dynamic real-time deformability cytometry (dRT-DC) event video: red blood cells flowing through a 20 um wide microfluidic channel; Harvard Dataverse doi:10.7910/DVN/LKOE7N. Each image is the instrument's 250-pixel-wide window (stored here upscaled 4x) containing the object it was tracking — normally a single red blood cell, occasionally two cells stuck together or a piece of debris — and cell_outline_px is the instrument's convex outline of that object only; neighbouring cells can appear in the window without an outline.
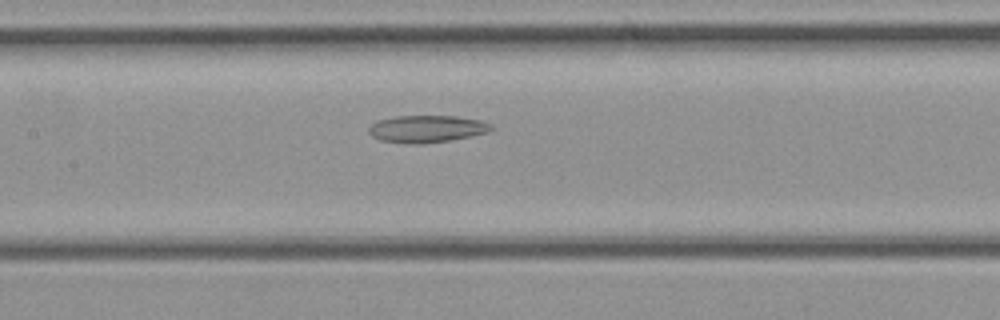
{"species": "common noctule bat (a hibernating species)", "species_latin": "Nyctalus noctula", "temperature_condition": "cold", "stored_images_in_passage": 34, "camera_frame_rate_fps": 3000, "um_per_image_px": 0.085, "animal": {"sex": "female", "body_mass_g": 21.9}, "frame": {"image": 1, "passage_image": 16, "time_ms": 5.0, "image_size_px": [1000, 320], "cell_outline_px": [[496, 128], [492, 132], [472, 136], [448, 140], [420, 144], [408, 144], [380, 140], [372, 136], [368, 132], [368, 128], [372, 124], [380, 120], [396, 116], [456, 116], [480, 120], [492, 124]], "centroid_in_image_um": [36.33, 10.96], "position_along_channel_um": 171.1, "area_um2": 19.54}}
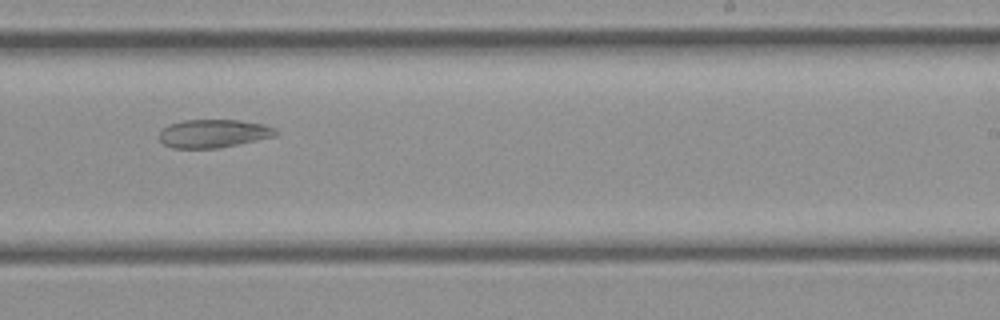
{"frame": {"image": 2, "passage_image": 21, "time_ms": 6.667, "image_size_px": [1000, 320], "cell_outline_px": [[276, 136], [220, 148], [172, 148], [164, 144], [160, 140], [160, 132], [168, 124], [184, 120], [236, 120], [264, 124], [276, 128]], "centroid_in_image_um": [18.15, 11.35], "position_along_channel_um": 270.9, "area_um2": 19.13}}
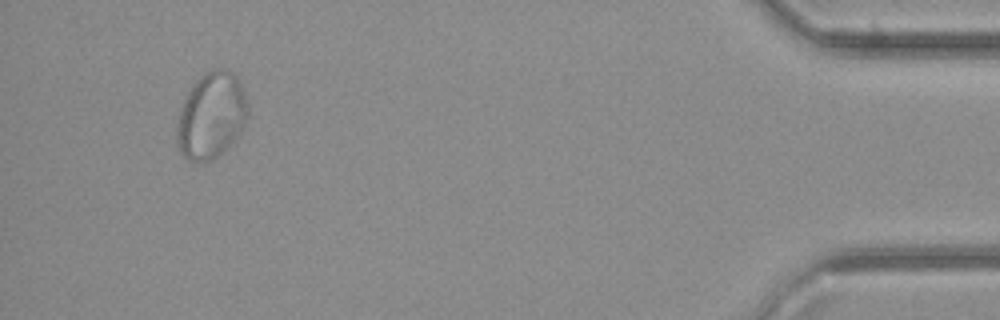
{"frame": {"image": 3, "passage_image": 32, "time_ms": 10.333, "image_size_px": [1000, 320], "cell_outline_px": [[248, 116], [240, 132], [212, 160], [188, 160], [180, 152], [176, 144], [176, 124], [184, 100], [188, 92], [196, 80], [204, 72], [212, 68], [228, 68], [236, 76], [244, 88], [248, 104]], "centroid_in_image_um": [17.96, 9.76], "position_along_channel_um": 417.2, "area_um2": 35.55}}